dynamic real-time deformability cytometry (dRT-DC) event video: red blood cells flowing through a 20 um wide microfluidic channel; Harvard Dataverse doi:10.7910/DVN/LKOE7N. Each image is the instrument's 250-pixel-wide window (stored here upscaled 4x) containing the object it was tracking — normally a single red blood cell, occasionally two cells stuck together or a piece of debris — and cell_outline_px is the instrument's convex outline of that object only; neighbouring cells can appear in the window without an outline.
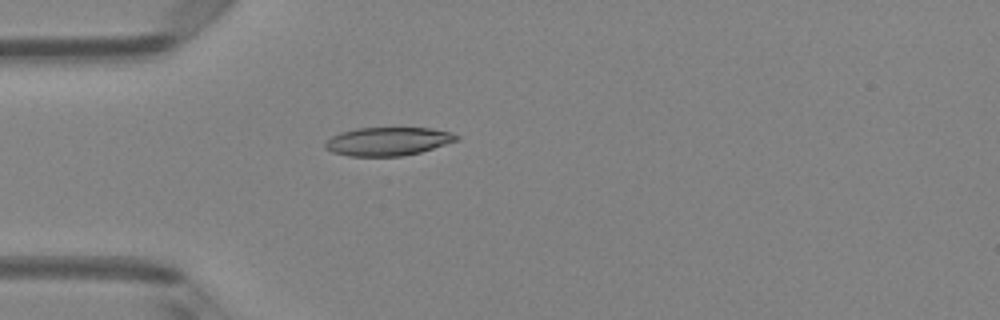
{"species": "Egyptian fruit bat (a non-hibernating species)", "species_latin": "Rousettus aegyptiacus", "temperature_condition": "room temperature", "stored_images_in_passage": 1, "camera_frame_rate_fps": 3000, "um_per_image_px": 0.085, "animal": {"sex": "female"}, "frame": {"image": 1, "passage_image": 1, "time_ms": 0.0, "image_size_px": [1000, 320], "cell_outline_px": [[460, 140], [420, 152], [400, 156], [348, 156], [332, 152], [324, 148], [324, 144], [332, 136], [340, 132], [356, 128], [432, 128], [452, 132], [460, 136]], "centroid_in_image_um": [32.99, 12.01], "position_along_channel_um": 52.0, "area_um2": 21.85}}